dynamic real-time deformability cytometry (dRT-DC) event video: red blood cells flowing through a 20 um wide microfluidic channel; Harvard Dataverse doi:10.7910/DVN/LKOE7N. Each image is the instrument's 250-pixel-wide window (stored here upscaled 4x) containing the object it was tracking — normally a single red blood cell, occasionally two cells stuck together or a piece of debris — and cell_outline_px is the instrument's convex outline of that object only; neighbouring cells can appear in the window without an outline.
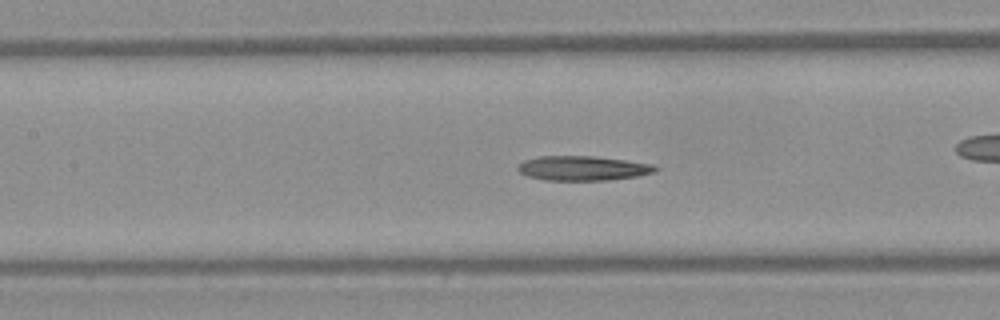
{"species": "Egyptian fruit bat (a non-hibernating species)", "species_latin": "Rousettus aegyptiacus", "temperature_condition": "warm", "stored_images_in_passage": 49, "camera_frame_rate_fps": 3000, "um_per_image_px": 0.085, "frame": {"image": 1, "passage_image": 22, "time_ms": 7.0, "image_size_px": [1000, 320], "cell_outline_px": [[660, 168], [656, 172], [636, 176], [608, 180], [544, 180], [528, 176], [520, 172], [516, 168], [524, 160], [540, 156], [592, 156], [656, 164]], "centroid_in_image_um": [49.58, 14.3], "position_along_channel_um": 157.8, "area_um2": 19.71}}
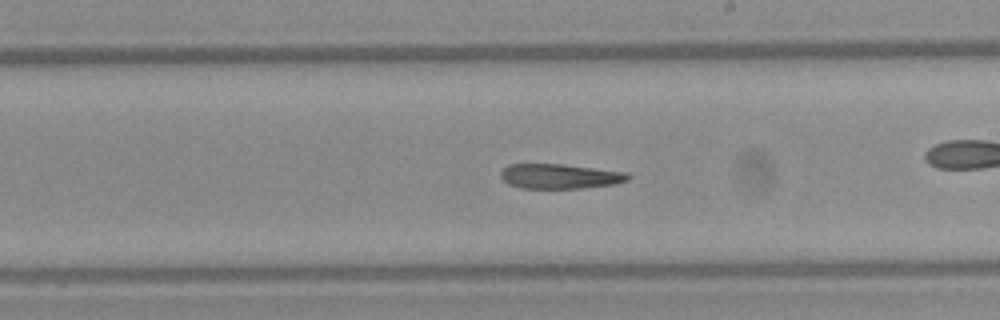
{"frame": {"image": 2, "passage_image": 28, "time_ms": 9.0, "image_size_px": [1000, 320], "cell_outline_px": [[632, 176], [628, 180], [616, 184], [584, 188], [520, 188], [508, 184], [500, 176], [500, 172], [508, 164], [564, 164], [628, 172]], "centroid_in_image_um": [47.62, 14.98], "position_along_channel_um": 241.4, "area_um2": 18.61}, "authors_computed_cell_mechanics": {"area_um2": 20.4612, "velocity_mm_per_s": 4.1971, "shape_relaxation_time_tau1_ms": null, "shape_relaxation_time_tau2_ms": 9.8014, "deformation_change_tau1": null, "deformation_change_tau2": 0.2462}}